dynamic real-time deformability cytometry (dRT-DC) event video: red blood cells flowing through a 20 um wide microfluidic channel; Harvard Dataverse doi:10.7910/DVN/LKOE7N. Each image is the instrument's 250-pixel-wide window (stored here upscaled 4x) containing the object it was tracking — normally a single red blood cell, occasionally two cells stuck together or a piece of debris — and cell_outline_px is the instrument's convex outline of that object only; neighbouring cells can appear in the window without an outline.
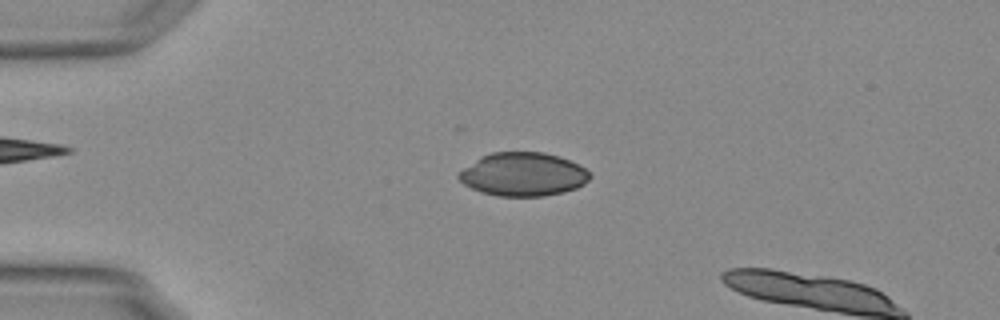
{"species": "Egyptian fruit bat (a non-hibernating species)", "species_latin": "Rousettus aegyptiacus", "temperature_condition": "warm", "stored_images_in_passage": 11, "camera_frame_rate_fps": 3000, "um_per_image_px": 0.085, "animal": {"sex": "female"}, "frame": {"image": 1, "passage_image": 7, "time_ms": 2.0, "image_size_px": [1000, 320], "cell_outline_px": [[592, 176], [584, 184], [576, 188], [564, 192], [544, 196], [496, 196], [480, 192], [464, 184], [456, 176], [464, 168], [476, 160], [492, 152], [544, 152], [568, 160], [584, 168]], "centroid_in_image_um": [44.46, 14.83], "position_along_channel_um": 40.5, "area_um2": 32.95}}